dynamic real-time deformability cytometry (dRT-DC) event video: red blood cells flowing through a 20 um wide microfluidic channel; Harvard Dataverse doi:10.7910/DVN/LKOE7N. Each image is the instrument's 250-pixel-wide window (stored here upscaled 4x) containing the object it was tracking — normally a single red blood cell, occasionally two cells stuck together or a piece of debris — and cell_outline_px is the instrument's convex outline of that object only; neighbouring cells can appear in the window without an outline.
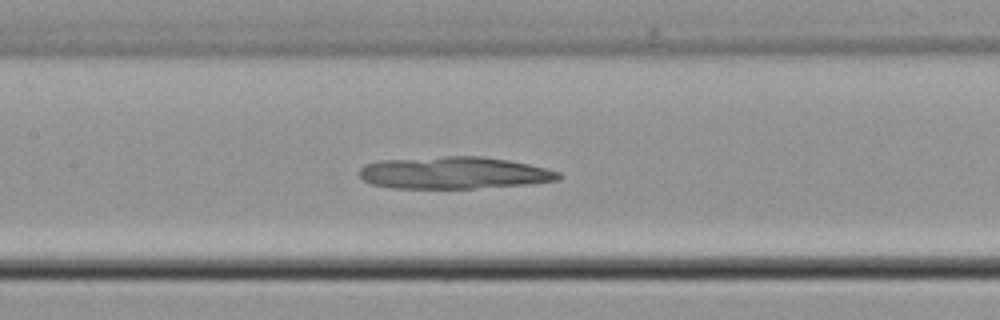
{"species": "common noctule bat (a hibernating species)", "species_latin": "Nyctalus noctula", "temperature_condition": "cold", "stored_images_in_passage": 52, "camera_frame_rate_fps": 3000, "um_per_image_px": 0.085, "animal": {"sex": "male", "body_mass_g": 21.5, "forearm_length_mm": 52.0}, "frame": {"image": 1, "passage_image": 24, "time_ms": 7.667, "image_size_px": [1000, 320], "cell_outline_px": [[560, 176], [556, 180], [524, 184], [472, 188], [392, 188], [372, 184], [364, 180], [360, 176], [360, 168], [364, 164], [380, 160], [444, 156], [480, 156], [508, 160], [528, 164], [560, 172]], "centroid_in_image_um": [38.52, 14.68], "position_along_channel_um": 168.9, "area_um2": 36.93}}
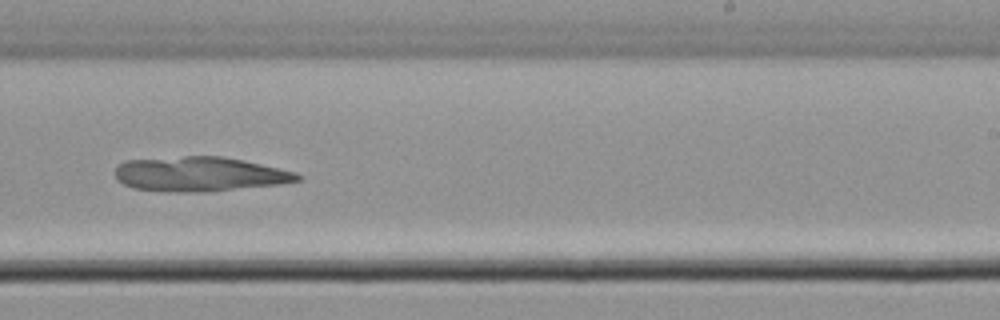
{"frame": {"image": 2, "passage_image": 32, "time_ms": 10.333, "image_size_px": [1000, 320], "cell_outline_px": [[300, 180], [280, 184], [204, 192], [168, 192], [132, 188], [116, 180], [116, 168], [124, 160], [184, 156], [220, 156], [244, 160], [296, 172], [300, 176]], "centroid_in_image_um": [16.94, 14.8], "position_along_channel_um": 272.1, "area_um2": 36.82}}
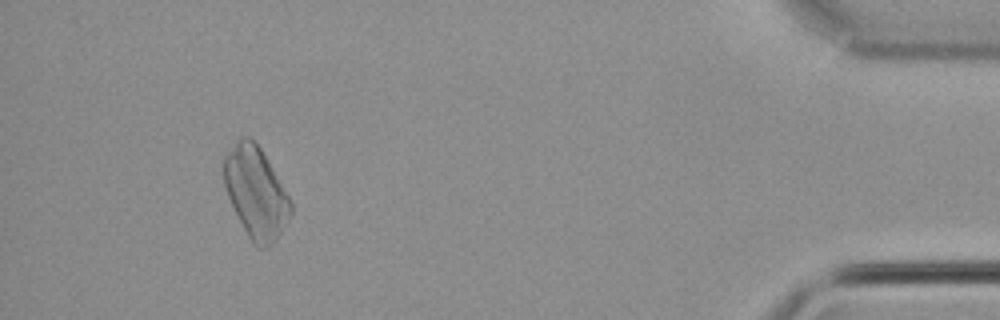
{"frame": {"image": 3, "passage_image": 48, "time_ms": 15.667, "image_size_px": [1000, 320], "cell_outline_px": [[292, 212], [288, 220], [276, 240], [268, 248], [260, 248], [248, 236], [228, 196], [224, 184], [224, 156], [236, 140], [240, 136], [248, 136], [260, 148], [272, 168], [288, 196], [292, 204]], "centroid_in_image_um": [21.74, 16.35], "position_along_channel_um": 413.5, "area_um2": 34.8}}